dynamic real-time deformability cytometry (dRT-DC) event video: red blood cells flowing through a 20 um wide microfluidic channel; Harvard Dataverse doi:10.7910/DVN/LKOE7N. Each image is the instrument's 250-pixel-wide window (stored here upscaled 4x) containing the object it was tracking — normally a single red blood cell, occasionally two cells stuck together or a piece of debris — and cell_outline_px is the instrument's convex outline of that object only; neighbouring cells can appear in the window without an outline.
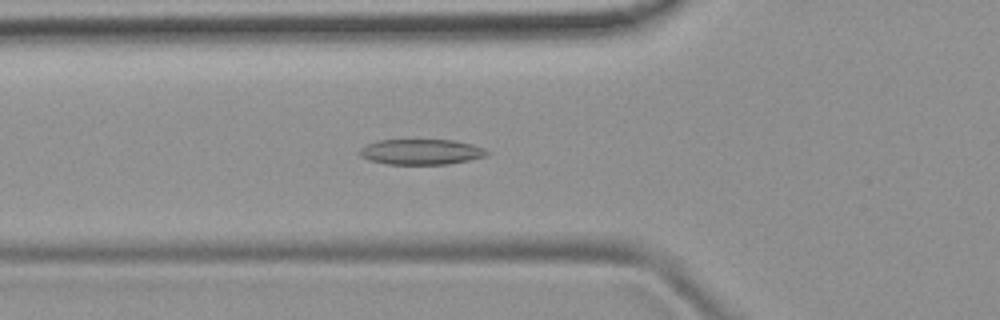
{"species": "common noctule bat (a hibernating species)", "species_latin": "Nyctalus noctula", "temperature_condition": "room temperature", "stored_images_in_passage": 40, "camera_frame_rate_fps": 3000, "um_per_image_px": 0.085, "animal": {"sex": "female", "body_mass_g": 19.9}, "frame": {"image": 1, "passage_image": 7, "time_ms": 2.0, "image_size_px": [1000, 320], "cell_outline_px": [[492, 152], [484, 156], [468, 160], [448, 164], [388, 164], [368, 160], [360, 156], [360, 148], [376, 140], [452, 140], [472, 144], [484, 148]], "centroid_in_image_um": [35.8, 12.9], "position_along_channel_um": 90.0, "area_um2": 18.84}}
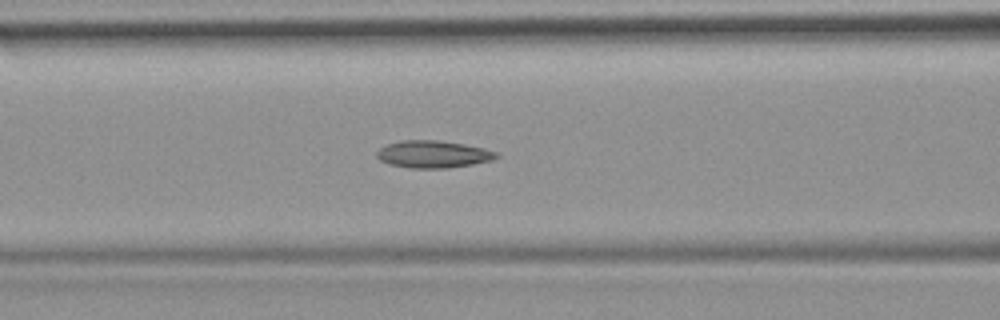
{"frame": {"image": 2, "passage_image": 10, "time_ms": 3.0, "image_size_px": [1000, 320], "cell_outline_px": [[500, 156], [492, 160], [472, 164], [448, 168], [408, 168], [388, 164], [380, 160], [376, 156], [376, 152], [380, 148], [388, 144], [400, 140], [440, 140], [464, 144], [484, 148], [496, 152]], "centroid_in_image_um": [36.8, 13.11], "position_along_channel_um": 129.8, "area_um2": 19.07}}
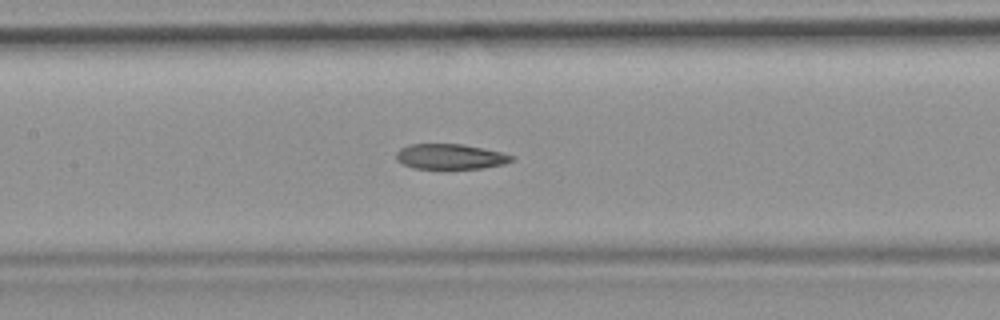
{"frame": {"image": 3, "passage_image": 13, "time_ms": 4.0, "image_size_px": [1000, 320], "cell_outline_px": [[516, 156], [512, 160], [504, 164], [484, 168], [412, 168], [396, 160], [396, 152], [400, 148], [408, 144], [464, 144], [500, 152]], "centroid_in_image_um": [38.26, 13.3], "position_along_channel_um": 169.1, "area_um2": 16.94}, "authors_computed_cell_mechanics": {"area_um2": 18.3226, "velocity_mm_per_s": 3.9389, "shape_relaxation_time_tau1_ms": null, "shape_relaxation_time_tau2_ms": 3.8748, "deformation_change_tau1": null, "deformation_change_tau2": 0.1169}}